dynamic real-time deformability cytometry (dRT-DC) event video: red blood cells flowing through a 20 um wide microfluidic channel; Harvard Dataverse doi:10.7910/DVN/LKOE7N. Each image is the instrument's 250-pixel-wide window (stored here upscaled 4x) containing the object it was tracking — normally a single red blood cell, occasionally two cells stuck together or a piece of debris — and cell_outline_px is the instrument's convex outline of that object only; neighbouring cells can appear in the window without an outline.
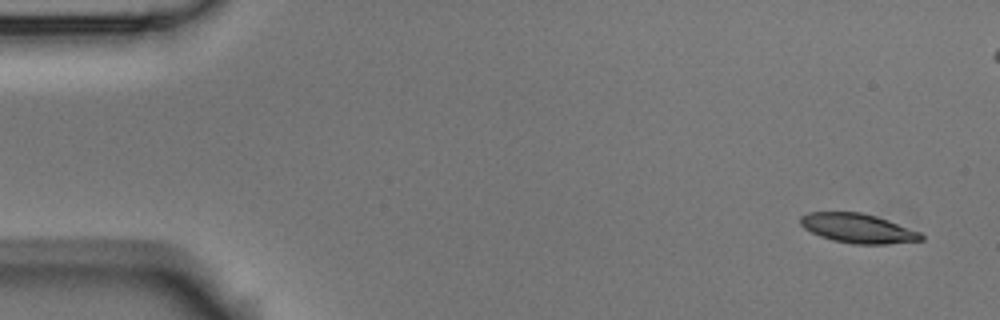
{"species": "Egyptian fruit bat (a non-hibernating species)", "species_latin": "Rousettus aegyptiacus", "temperature_condition": "room temperature", "stored_images_in_passage": 7, "segment_of_instrument_passage": [1, 2], "camera_frame_rate_fps": 3000, "um_per_image_px": 0.085, "animal": {"sex": "male"}, "frame": {"image": 1, "passage_image": 1, "time_ms": 0.0, "image_size_px": [1000, 320], "cell_outline_px": [[924, 240], [884, 244], [852, 244], [832, 240], [820, 236], [804, 228], [800, 224], [800, 216], [808, 212], [860, 212], [876, 216], [888, 220], [920, 232], [924, 236]], "centroid_in_image_um": [72.91, 19.41], "position_along_channel_um": 12.1, "area_um2": 20.63}}
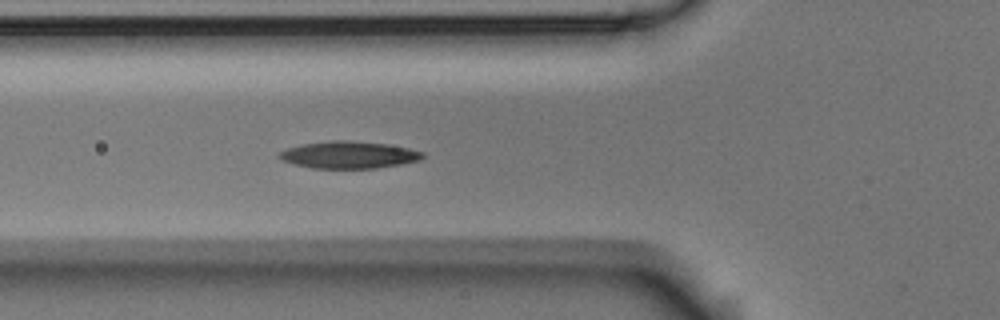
{"frame": {"image": 2, "passage_image": 6, "time_ms": 5.667, "image_size_px": [1000, 320], "cell_outline_px": [[424, 156], [420, 160], [400, 164], [376, 168], [312, 168], [292, 164], [280, 160], [276, 156], [280, 152], [288, 148], [300, 144], [328, 140], [348, 140], [388, 144], [408, 148], [424, 152]], "centroid_in_image_um": [29.6, 13.16], "position_along_channel_um": 96.2, "area_um2": 22.83}}